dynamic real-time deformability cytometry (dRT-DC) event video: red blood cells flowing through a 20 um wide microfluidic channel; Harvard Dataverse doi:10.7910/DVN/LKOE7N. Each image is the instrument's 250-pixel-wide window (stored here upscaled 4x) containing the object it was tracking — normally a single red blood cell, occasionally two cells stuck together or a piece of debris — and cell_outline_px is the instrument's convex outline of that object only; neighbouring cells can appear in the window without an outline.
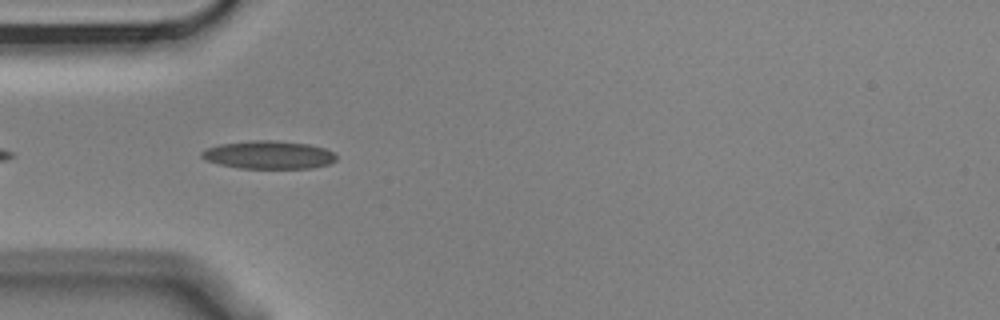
{"species": "Egyptian fruit bat (a non-hibernating species)", "species_latin": "Rousettus aegyptiacus", "temperature_condition": "cold", "stored_images_in_passage": 4, "camera_frame_rate_fps": 3000, "um_per_image_px": 0.085, "animal": {"sex": "male"}, "frame": {"image": 1, "passage_image": 3, "time_ms": 0.667, "image_size_px": [1000, 320], "cell_outline_px": [[336, 160], [328, 164], [312, 168], [240, 168], [220, 164], [204, 160], [200, 156], [200, 152], [204, 148], [220, 144], [252, 140], [272, 140], [308, 144], [324, 148], [332, 152], [336, 156]], "centroid_in_image_um": [22.79, 13.16], "position_along_channel_um": 62.2, "area_um2": 22.02}}
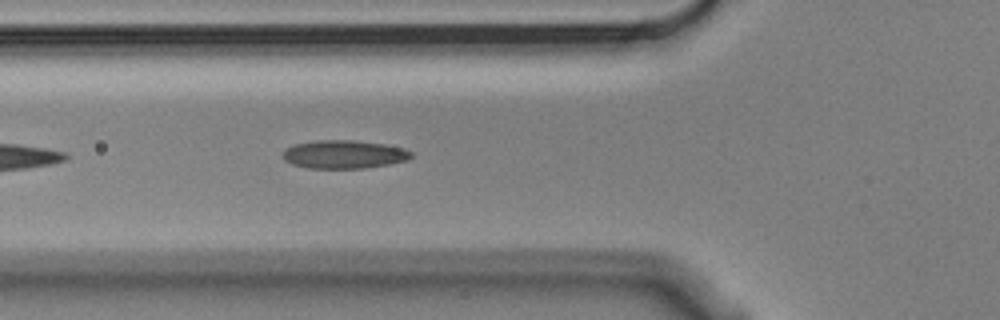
{"frame": {"image": 2, "passage_image": 4, "time_ms": 1.0, "image_size_px": [1000, 320], "cell_outline_px": [[412, 156], [408, 160], [388, 164], [364, 168], [308, 168], [292, 164], [284, 160], [284, 148], [296, 144], [316, 140], [352, 140], [384, 144], [404, 148], [412, 152]], "centroid_in_image_um": [29.24, 13.12], "position_along_channel_um": 96.6, "area_um2": 21.1}}